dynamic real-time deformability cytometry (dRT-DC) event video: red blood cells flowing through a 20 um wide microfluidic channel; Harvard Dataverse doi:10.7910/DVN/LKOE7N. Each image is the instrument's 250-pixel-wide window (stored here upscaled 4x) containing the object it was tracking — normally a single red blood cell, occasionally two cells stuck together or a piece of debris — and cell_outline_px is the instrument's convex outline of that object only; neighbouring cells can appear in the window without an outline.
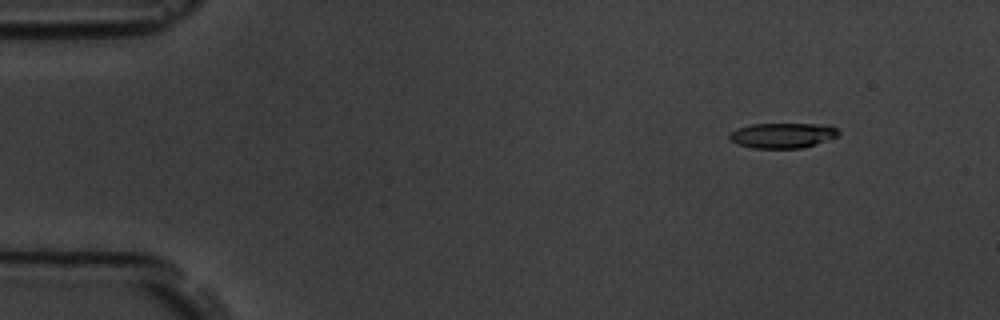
{"species": "common noctule bat (a hibernating species)", "species_latin": "Nyctalus noctula", "temperature_condition": "room temperature", "stored_images_in_passage": 5, "camera_frame_rate_fps": 3000, "um_per_image_px": 0.085, "animal": {"sex": "male", "body_mass_g": 19.5, "forearm_length_mm": 54.6}, "frame": {"image": 1, "passage_image": 2, "time_ms": 1.333, "image_size_px": [1000, 320], "cell_outline_px": [[840, 132], [836, 136], [816, 144], [804, 148], [752, 148], [736, 144], [728, 140], [728, 136], [732, 132], [740, 128], [752, 124], [816, 124], [836, 128]], "centroid_in_image_um": [66.47, 11.52], "position_along_channel_um": 18.5, "area_um2": 15.84}}
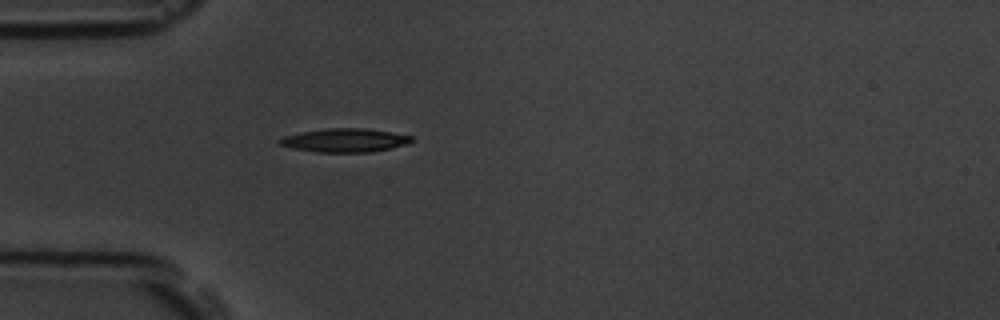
{"frame": {"image": 2, "passage_image": 5, "time_ms": 4.667, "image_size_px": [1000, 320], "cell_outline_px": [[412, 140], [408, 144], [392, 148], [372, 152], [316, 152], [292, 148], [280, 144], [276, 140], [284, 136], [300, 132], [328, 128], [364, 128], [392, 132], [412, 136]], "centroid_in_image_um": [29.31, 11.92], "position_along_channel_um": 55.7, "area_um2": 18.21}}